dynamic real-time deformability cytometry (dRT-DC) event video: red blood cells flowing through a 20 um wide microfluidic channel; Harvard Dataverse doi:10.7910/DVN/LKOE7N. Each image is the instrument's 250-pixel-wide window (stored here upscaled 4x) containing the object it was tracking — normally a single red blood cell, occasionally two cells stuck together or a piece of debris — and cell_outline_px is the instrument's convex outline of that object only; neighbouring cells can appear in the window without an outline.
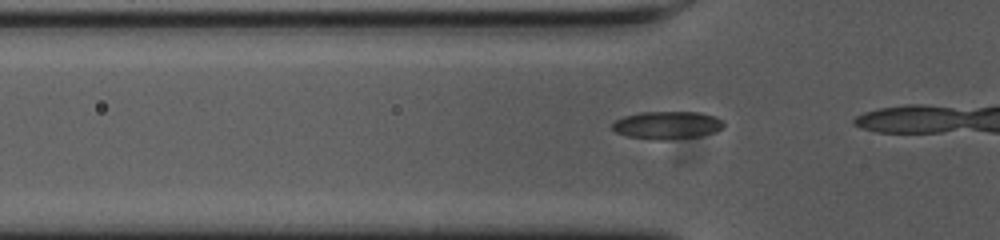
{"species": "common noctule bat (a hibernating species)", "species_latin": "Nyctalus noctula", "temperature_condition": "cold", "stored_images_in_passage": 16, "camera_frame_rate_fps": 3000, "um_per_image_px": 0.085, "animal": {"sex": "female", "body_mass_g": 23.0, "forearm_length_mm": 53.4}, "frame": {"image": 1, "passage_image": 13, "time_ms": 4.0, "image_size_px": [1000, 240], "cell_outline_px": [[724, 128], [716, 132], [700, 136], [664, 140], [652, 140], [628, 136], [616, 132], [612, 128], [612, 124], [616, 120], [624, 116], [640, 112], [700, 112], [716, 116], [724, 120]], "centroid_in_image_um": [56.76, 10.64], "position_along_channel_um": 69.0, "area_um2": 18.26}}